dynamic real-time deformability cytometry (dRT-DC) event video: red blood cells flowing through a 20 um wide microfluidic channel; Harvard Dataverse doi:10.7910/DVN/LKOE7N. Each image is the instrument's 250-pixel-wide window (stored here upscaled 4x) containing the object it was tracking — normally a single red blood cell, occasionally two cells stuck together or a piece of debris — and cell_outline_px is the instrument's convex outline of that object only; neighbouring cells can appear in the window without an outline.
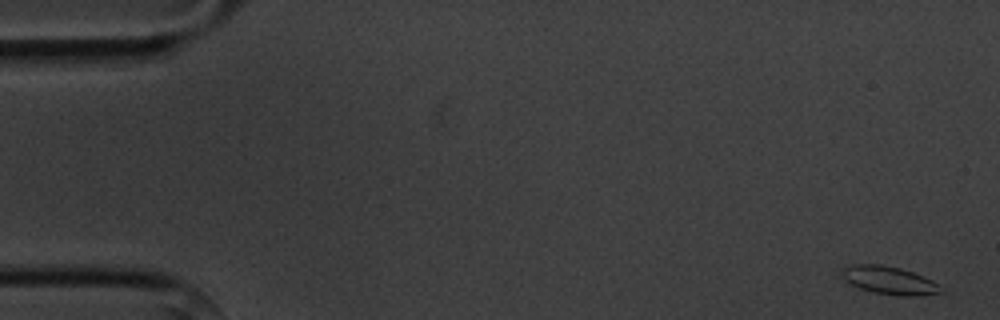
{"species": "common noctule bat (a hibernating species)", "species_latin": "Nyctalus noctula", "temperature_condition": "cold", "stored_images_in_passage": 5, "camera_frame_rate_fps": 3000, "um_per_image_px": 0.085, "animal": {"sex": "male", "body_mass_g": 20.1, "forearm_length_mm": 53.5}, "frame": {"image": 1, "passage_image": 1, "time_ms": 0.0, "image_size_px": [1000, 320], "cell_outline_px": [[944, 292], [920, 296], [900, 296], [876, 292], [860, 288], [844, 280], [840, 276], [840, 268], [852, 264], [880, 264], [900, 268], [912, 272], [932, 280], [940, 284]], "centroid_in_image_um": [75.58, 23.82], "position_along_channel_um": 9.4, "area_um2": 16.3}}